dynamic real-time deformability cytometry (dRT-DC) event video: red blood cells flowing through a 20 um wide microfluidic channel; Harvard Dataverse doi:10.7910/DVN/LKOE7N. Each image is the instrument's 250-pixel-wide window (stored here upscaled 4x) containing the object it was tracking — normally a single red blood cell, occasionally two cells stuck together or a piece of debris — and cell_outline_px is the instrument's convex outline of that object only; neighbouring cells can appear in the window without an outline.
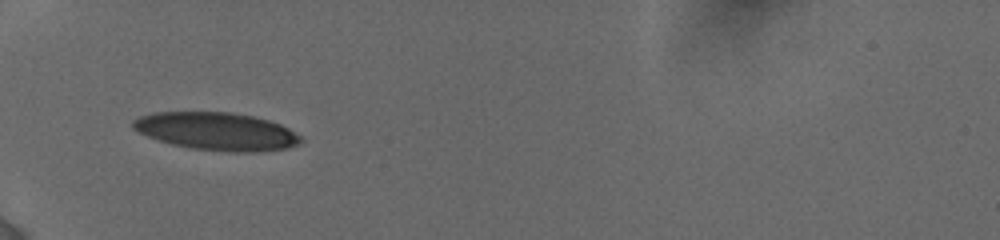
{"species": "human", "species_latin": "Homo sapiens", "temperature_condition": "cold", "stored_images_in_passage": 14, "camera_frame_rate_fps": 3000, "um_per_image_px": 0.085, "donor": {"sex": "female"}, "frame": {"image": 1, "passage_image": 1, "time_ms": 0.0, "image_size_px": [1000, 240], "cell_outline_px": [[304, 140], [300, 144], [288, 148], [256, 152], [232, 152], [192, 148], [172, 144], [148, 136], [132, 128], [132, 120], [140, 116], [152, 112], [232, 112], [252, 116], [268, 120], [280, 124], [288, 128], [300, 136]], "centroid_in_image_um": [18.43, 11.16], "position_along_channel_um": 66.6, "area_um2": 36.93}}
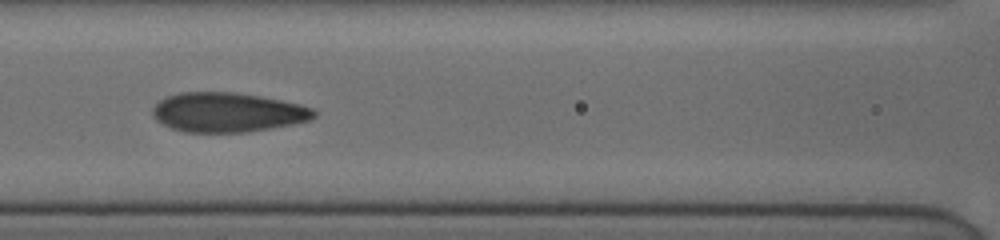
{"frame": {"image": 2, "passage_image": 10, "time_ms": 2.333, "image_size_px": [1000, 240], "cell_outline_px": [[316, 116], [312, 120], [292, 124], [248, 132], [184, 132], [172, 128], [156, 120], [152, 116], [152, 108], [160, 100], [168, 96], [180, 92], [232, 92], [260, 96], [300, 104], [312, 108], [316, 112]], "centroid_in_image_um": [19.34, 9.55], "position_along_channel_um": 147.3, "area_um2": 37.11}}
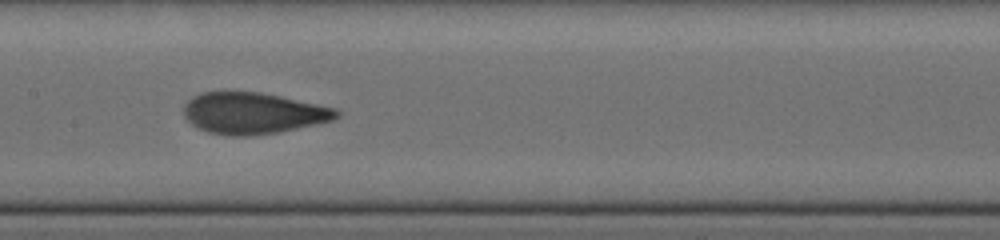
{"frame": {"image": 3, "passage_image": 13, "time_ms": 3.333, "image_size_px": [1000, 240], "cell_outline_px": [[340, 116], [336, 120], [276, 132], [248, 136], [228, 136], [208, 132], [196, 128], [184, 116], [184, 104], [192, 96], [200, 92], [260, 92], [280, 96], [336, 108], [340, 112]], "centroid_in_image_um": [21.5, 9.62], "position_along_channel_um": 185.9, "area_um2": 36.88}}